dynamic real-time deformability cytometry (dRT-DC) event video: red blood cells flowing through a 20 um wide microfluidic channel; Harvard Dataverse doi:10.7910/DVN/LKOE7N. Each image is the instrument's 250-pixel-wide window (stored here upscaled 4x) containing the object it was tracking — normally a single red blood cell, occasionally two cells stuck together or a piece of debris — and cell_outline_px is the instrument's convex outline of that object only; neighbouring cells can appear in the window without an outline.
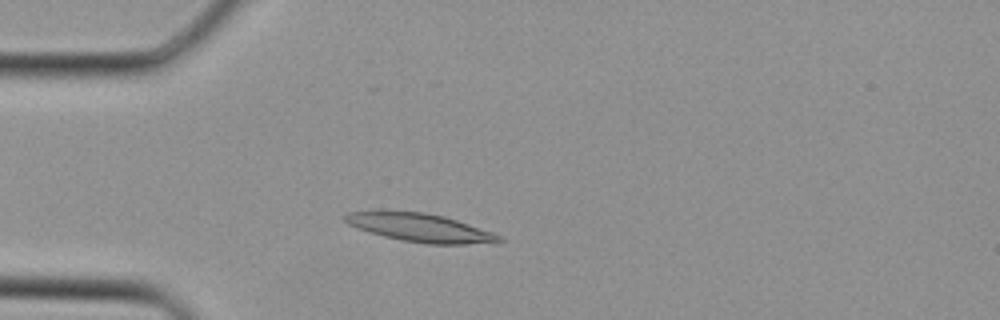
{"species": "Egyptian fruit bat (a non-hibernating species)", "species_latin": "Rousettus aegyptiacus", "temperature_condition": "cold", "stored_images_in_passage": 22, "camera_frame_rate_fps": 3000, "um_per_image_px": 0.085, "animal": {"sex": "female"}, "frame": {"image": 1, "passage_image": 7, "time_ms": 2.0, "image_size_px": [1000, 320], "cell_outline_px": [[504, 240], [500, 244], [428, 244], [400, 240], [384, 236], [356, 228], [348, 224], [344, 220], [344, 216], [348, 212], [424, 212], [444, 216], [492, 232], [500, 236]], "centroid_in_image_um": [35.8, 19.39], "position_along_channel_um": 49.2, "area_um2": 25.2}}
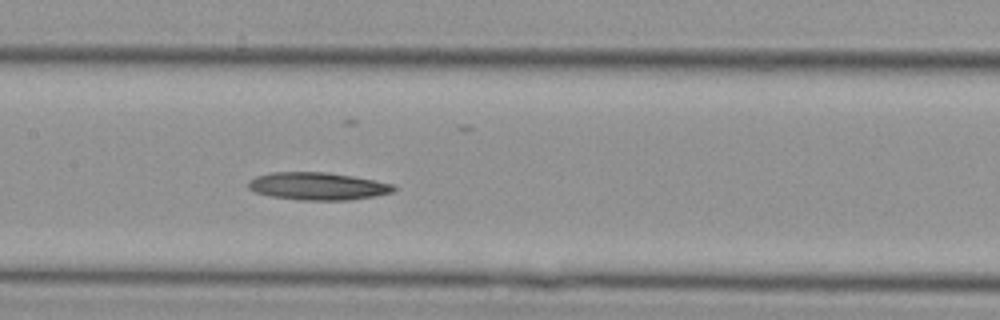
{"frame": {"image": 2, "passage_image": 15, "time_ms": 4.667, "image_size_px": [1000, 320], "cell_outline_px": [[396, 188], [392, 192], [352, 200], [300, 200], [272, 196], [256, 192], [248, 188], [248, 180], [256, 176], [272, 172], [328, 172], [376, 180], [396, 184]], "centroid_in_image_um": [27.02, 15.82], "position_along_channel_um": 180.4, "area_um2": 23.41}}
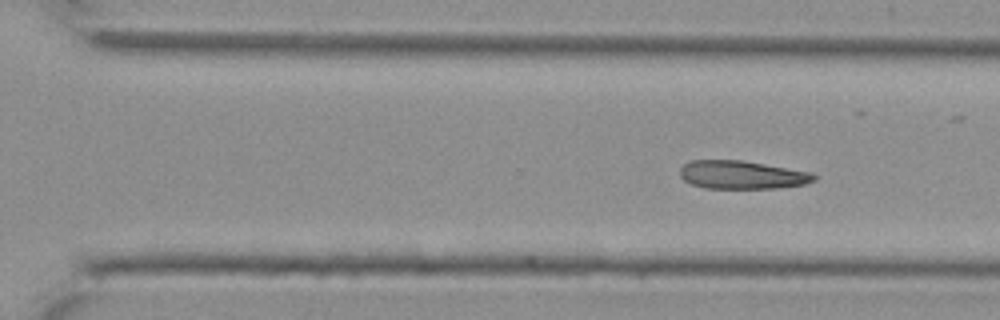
{"frame": {"image": 3, "passage_image": 22, "time_ms": 7.0, "image_size_px": [1000, 320], "cell_outline_px": [[816, 180], [804, 184], [780, 188], [704, 188], [692, 184], [684, 180], [680, 176], [680, 168], [684, 164], [692, 160], [740, 160], [812, 172], [816, 176]], "centroid_in_image_um": [63.07, 14.86], "position_along_channel_um": 307.5, "area_um2": 22.02}}